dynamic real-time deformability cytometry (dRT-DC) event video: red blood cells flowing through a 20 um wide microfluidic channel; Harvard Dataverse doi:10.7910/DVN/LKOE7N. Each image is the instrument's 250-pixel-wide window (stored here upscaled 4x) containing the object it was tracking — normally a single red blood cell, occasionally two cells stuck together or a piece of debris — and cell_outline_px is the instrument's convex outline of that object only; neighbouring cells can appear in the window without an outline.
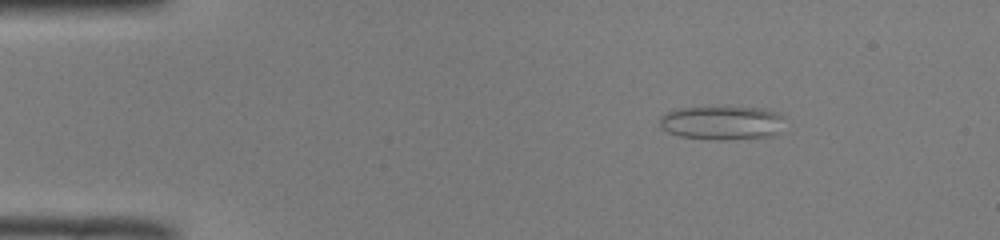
{"species": "common noctule bat (a hibernating species)", "species_latin": "Nyctalus noctula", "temperature_condition": "room temperature", "stored_images_in_passage": 44, "camera_frame_rate_fps": 3000, "um_per_image_px": 0.085, "animal": {"sex": "male", "body_mass_g": 19.0, "forearm_length_mm": 50.8}, "frame": {"image": 1, "passage_image": 1, "time_ms": 0.0, "image_size_px": [1000, 240], "cell_outline_px": [[784, 116], [780, 132], [772, 136], [724, 140], [720, 140], [680, 136], [668, 132], [660, 128], [660, 116], [664, 112], [680, 108], [764, 108], [776, 112]], "centroid_in_image_um": [61.37, 10.45], "position_along_channel_um": 23.6, "area_um2": 24.57}}
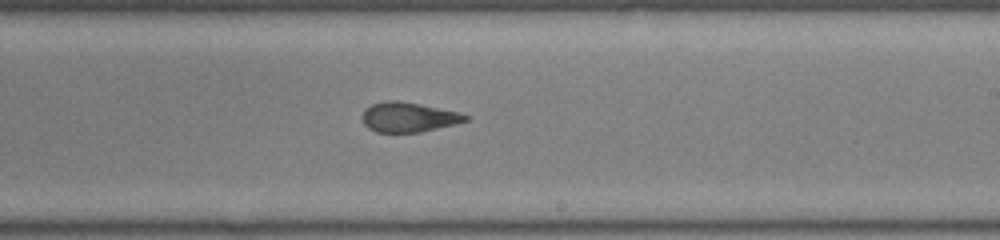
{"frame": {"image": 2, "passage_image": 24, "time_ms": 7.667, "image_size_px": [1000, 240], "cell_outline_px": [[468, 120], [420, 132], [376, 132], [368, 128], [364, 124], [360, 116], [364, 108], [372, 104], [384, 100], [400, 100], [456, 112], [468, 116]], "centroid_in_image_um": [34.61, 9.95], "position_along_channel_um": 254.4, "area_um2": 17.74}}
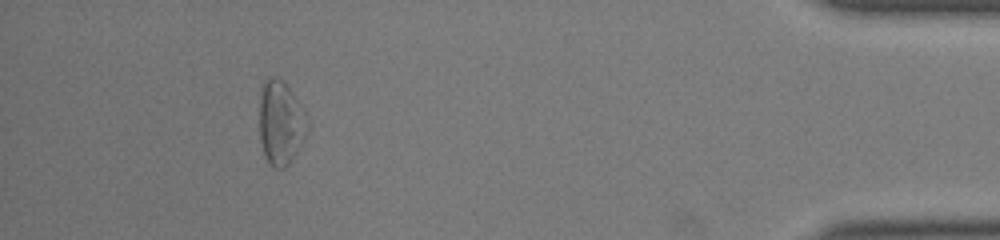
{"frame": {"image": 3, "passage_image": 40, "time_ms": 13.0, "image_size_px": [1000, 240], "cell_outline_px": [[304, 132], [300, 144], [296, 152], [288, 164], [284, 168], [272, 168], [264, 156], [260, 140], [260, 92], [264, 84], [272, 76], [276, 76], [284, 80], [292, 96]], "centroid_in_image_um": [23.71, 10.5], "position_along_channel_um": 411.5, "area_um2": 21.56}, "authors_computed_cell_mechanics": {"area_um2": 19.5653, "velocity_mm_per_s": 4.0139, "shape_relaxation_time_tau1_ms": 5.9719, "shape_relaxation_time_tau2_ms": 1.2322, "deformation_change_tau1": 0.1873, "deformation_change_tau2": 0.083}}